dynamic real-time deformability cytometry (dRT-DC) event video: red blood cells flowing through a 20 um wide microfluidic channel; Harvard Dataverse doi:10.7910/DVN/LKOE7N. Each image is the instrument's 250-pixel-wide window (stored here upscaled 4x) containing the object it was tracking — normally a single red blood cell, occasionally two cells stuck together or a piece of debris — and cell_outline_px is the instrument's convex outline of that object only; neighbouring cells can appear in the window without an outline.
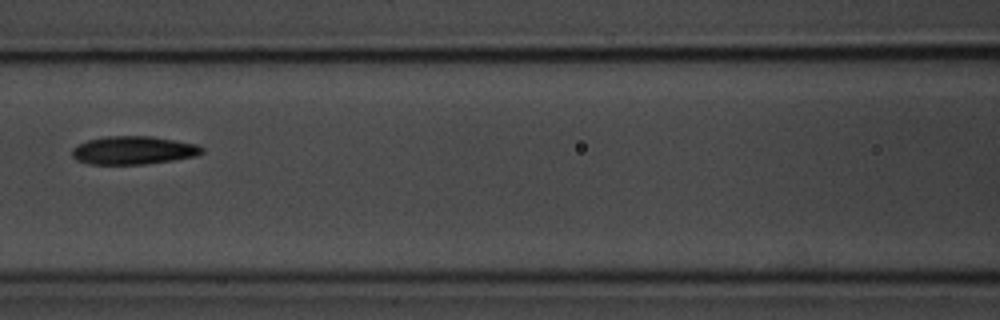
{"species": "common noctule bat (a hibernating species)", "species_latin": "Nyctalus noctula", "temperature_condition": "room temperature", "stored_images_in_passage": 8, "camera_frame_rate_fps": 3000, "um_per_image_px": 0.085, "animal": {"sex": "male", "body_mass_g": 20.1, "forearm_length_mm": 53.5}, "frame": {"image": 1, "passage_image": 8, "time_ms": 8.667, "image_size_px": [1000, 320], "cell_outline_px": [[204, 152], [196, 156], [172, 160], [144, 164], [88, 164], [76, 160], [72, 156], [72, 148], [76, 144], [88, 140], [108, 136], [152, 136], [176, 140], [196, 144], [204, 148]], "centroid_in_image_um": [11.32, 12.77], "position_along_channel_um": 155.3, "area_um2": 21.44}}